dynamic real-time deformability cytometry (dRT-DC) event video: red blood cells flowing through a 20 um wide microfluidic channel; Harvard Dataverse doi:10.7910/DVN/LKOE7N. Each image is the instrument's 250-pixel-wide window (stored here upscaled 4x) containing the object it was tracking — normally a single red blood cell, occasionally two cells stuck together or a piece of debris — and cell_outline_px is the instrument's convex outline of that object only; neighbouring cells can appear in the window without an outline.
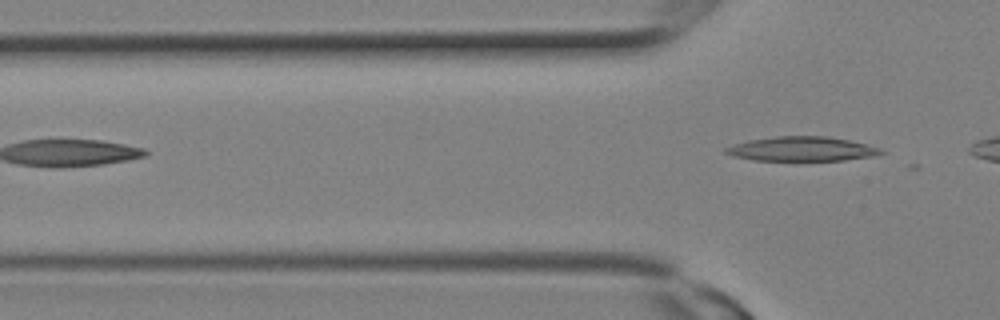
{"species": "Egyptian fruit bat (a non-hibernating species)", "species_latin": "Rousettus aegyptiacus", "temperature_condition": "room temperature", "stored_images_in_passage": 5, "segment_of_instrument_passage": [2, 2], "camera_frame_rate_fps": 3000, "um_per_image_px": 0.085, "animal": {"sex": "female"}, "frame": {"image": 1, "passage_image": 5, "time_ms": 1.333, "image_size_px": [1000, 320], "cell_outline_px": [[884, 152], [872, 156], [844, 160], [752, 160], [732, 156], [724, 152], [724, 148], [748, 140], [776, 136], [828, 136], [848, 140], [880, 148]], "centroid_in_image_um": [68.11, 12.65], "position_along_channel_um": 57.7, "area_um2": 21.85}}